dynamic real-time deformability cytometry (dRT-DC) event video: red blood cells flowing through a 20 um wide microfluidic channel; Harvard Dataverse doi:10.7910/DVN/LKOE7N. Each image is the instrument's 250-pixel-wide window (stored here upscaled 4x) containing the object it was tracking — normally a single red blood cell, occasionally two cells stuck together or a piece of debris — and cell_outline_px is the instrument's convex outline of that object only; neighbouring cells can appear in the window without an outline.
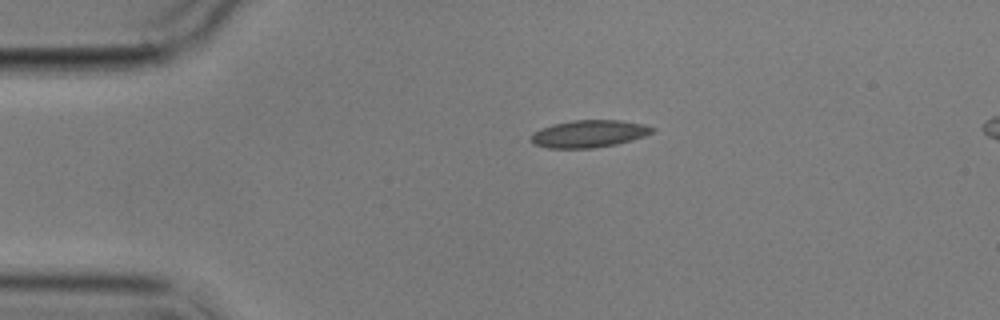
{"species": "common noctule bat (a hibernating species)", "species_latin": "Nyctalus noctula", "temperature_condition": "cold", "stored_images_in_passage": 3, "segment_of_instrument_passage": [1, 2], "camera_frame_rate_fps": 3000, "um_per_image_px": 0.085, "animal": {"sex": "male", "body_mass_g": 17.9}, "frame": {"image": 1, "passage_image": 1, "time_ms": 0.0, "image_size_px": [1000, 320], "cell_outline_px": [[656, 132], [632, 140], [616, 144], [592, 148], [548, 148], [532, 144], [528, 140], [532, 132], [540, 128], [552, 124], [572, 120], [620, 120], [644, 124], [656, 128]], "centroid_in_image_um": [50.03, 11.37], "position_along_channel_um": 35.0, "area_um2": 19.65}}